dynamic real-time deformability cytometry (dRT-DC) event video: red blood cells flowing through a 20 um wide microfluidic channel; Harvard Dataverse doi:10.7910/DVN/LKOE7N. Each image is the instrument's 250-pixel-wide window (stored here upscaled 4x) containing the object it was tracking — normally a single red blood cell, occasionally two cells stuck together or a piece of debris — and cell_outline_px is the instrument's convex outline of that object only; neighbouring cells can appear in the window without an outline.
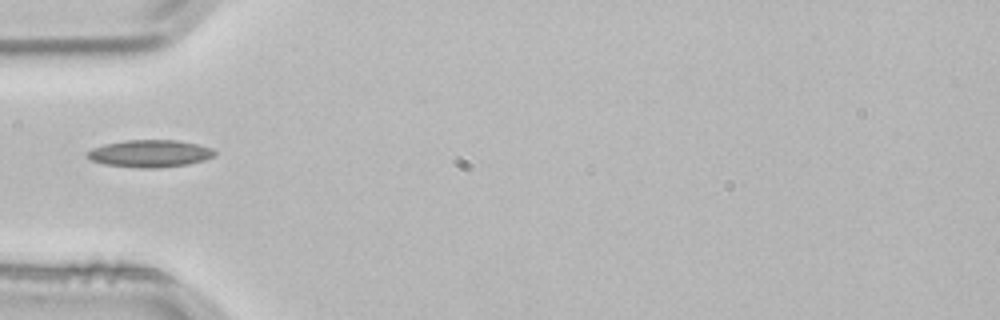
{"species": "common noctule bat (a hibernating species)", "species_latin": "Nyctalus noctula", "temperature_condition": "room temperature", "stored_images_in_passage": 3, "camera_frame_rate_fps": 3000, "um_per_image_px": 0.085, "animal": {"sex": "male", "body_mass_g": 21.5, "forearm_length_mm": 52.0}, "frame": {"image": 1, "passage_image": 3, "time_ms": 0.667, "image_size_px": [1000, 320], "cell_outline_px": [[216, 156], [204, 160], [188, 164], [156, 168], [140, 168], [104, 164], [92, 160], [84, 156], [84, 152], [92, 148], [104, 144], [124, 140], [176, 140], [196, 144], [212, 148], [216, 152]], "centroid_in_image_um": [12.71, 13.05], "position_along_channel_um": 72.3, "area_um2": 20.4}}